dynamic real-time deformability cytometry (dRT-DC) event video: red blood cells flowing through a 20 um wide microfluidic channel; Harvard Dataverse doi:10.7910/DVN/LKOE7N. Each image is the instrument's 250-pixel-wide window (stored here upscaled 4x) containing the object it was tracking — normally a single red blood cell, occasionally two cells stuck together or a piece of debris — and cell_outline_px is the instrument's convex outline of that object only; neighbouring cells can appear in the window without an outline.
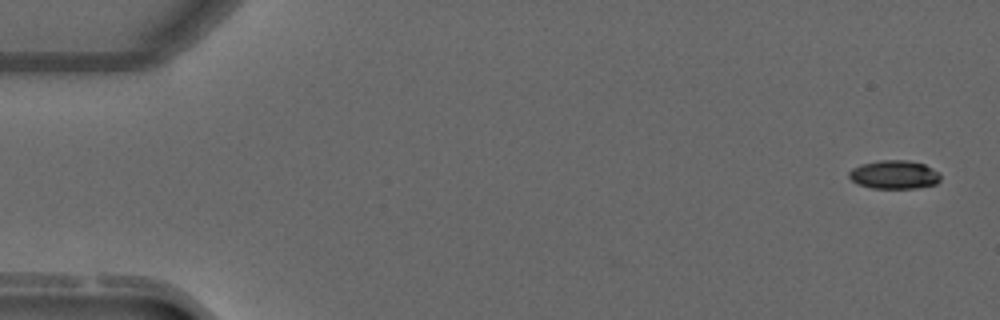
{"species": "common noctule bat (a hibernating species)", "species_latin": "Nyctalus noctula", "temperature_condition": "warm", "stored_images_in_passage": 15, "camera_frame_rate_fps": 3000, "um_per_image_px": 0.085, "animal": {"sex": "male", "forearm_length_mm": 52.5}, "frame": {"image": 1, "passage_image": 1, "time_ms": 0.0, "image_size_px": [1000, 320], "cell_outline_px": [[940, 180], [936, 184], [916, 188], [872, 188], [856, 184], [848, 176], [848, 172], [852, 168], [860, 164], [880, 160], [908, 160], [924, 164], [940, 172]], "centroid_in_image_um": [76.0, 14.84], "position_along_channel_um": 9.0, "area_um2": 15.37}}